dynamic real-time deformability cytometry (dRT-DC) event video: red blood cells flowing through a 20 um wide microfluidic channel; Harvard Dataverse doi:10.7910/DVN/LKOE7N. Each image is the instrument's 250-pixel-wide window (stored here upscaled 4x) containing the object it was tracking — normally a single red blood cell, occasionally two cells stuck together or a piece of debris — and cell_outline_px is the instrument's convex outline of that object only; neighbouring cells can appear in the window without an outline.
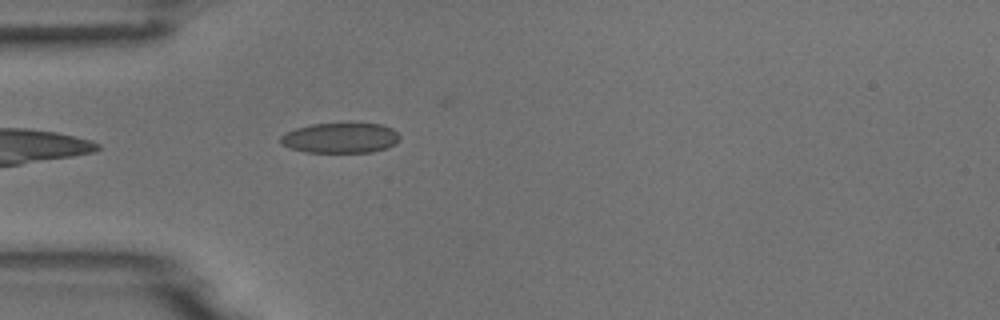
{"species": "common noctule bat (a hibernating species)", "species_latin": "Nyctalus noctula", "temperature_condition": "room temperature", "stored_images_in_passage": 5, "camera_frame_rate_fps": 3000, "um_per_image_px": 0.085, "animal": {"sex": "male", "body_mass_g": 18.8}, "frame": {"image": 1, "passage_image": 5, "time_ms": 1.333, "image_size_px": [1000, 320], "cell_outline_px": [[400, 140], [388, 148], [372, 152], [304, 152], [288, 148], [280, 144], [280, 136], [296, 128], [312, 124], [384, 124], [392, 128], [400, 136]], "centroid_in_image_um": [28.94, 11.74], "position_along_channel_um": 56.1, "area_um2": 21.04}}